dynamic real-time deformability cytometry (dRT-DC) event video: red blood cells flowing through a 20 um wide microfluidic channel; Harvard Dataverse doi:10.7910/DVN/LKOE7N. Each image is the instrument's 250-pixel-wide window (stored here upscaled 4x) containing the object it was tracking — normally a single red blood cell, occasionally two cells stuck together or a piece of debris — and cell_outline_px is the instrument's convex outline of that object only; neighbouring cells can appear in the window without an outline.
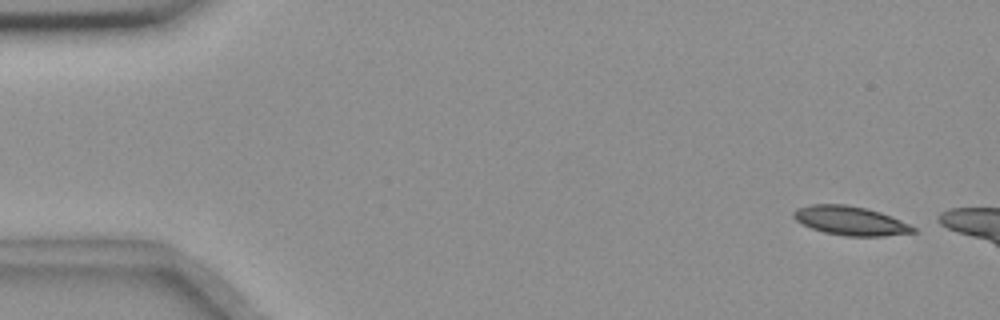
{"species": "common noctule bat (a hibernating species)", "species_latin": "Nyctalus noctula", "temperature_condition": "room temperature", "stored_images_in_passage": 9, "camera_frame_rate_fps": 3000, "um_per_image_px": 0.085, "animal": {"sex": "female", "body_mass_g": 18.4}, "frame": {"image": 1, "passage_image": 2, "time_ms": 0.333, "image_size_px": [1000, 320], "cell_outline_px": [[916, 232], [884, 236], [844, 236], [824, 232], [812, 228], [796, 220], [792, 216], [792, 212], [796, 208], [808, 204], [844, 204], [864, 208], [880, 212], [900, 220], [916, 228]], "centroid_in_image_um": [72.25, 18.76], "position_along_channel_um": 12.8, "area_um2": 20.11}}